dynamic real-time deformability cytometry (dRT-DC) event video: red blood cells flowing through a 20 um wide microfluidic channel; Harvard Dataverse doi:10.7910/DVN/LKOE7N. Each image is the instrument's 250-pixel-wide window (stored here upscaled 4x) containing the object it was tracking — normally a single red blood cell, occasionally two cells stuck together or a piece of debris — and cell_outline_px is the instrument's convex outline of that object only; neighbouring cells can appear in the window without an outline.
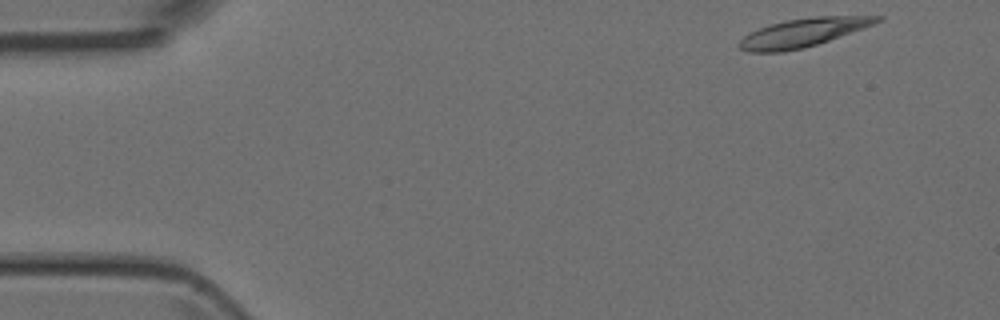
{"species": "Egyptian fruit bat (a non-hibernating species)", "species_latin": "Rousettus aegyptiacus", "temperature_condition": "room temperature", "stored_images_in_passage": 47, "camera_frame_rate_fps": 3000, "um_per_image_px": 0.085, "animal": {"sex": "female"}, "frame": {"image": 1, "passage_image": 1, "time_ms": 0.0, "image_size_px": [1000, 320], "cell_outline_px": [[884, 20], [828, 40], [804, 48], [780, 52], [748, 52], [740, 48], [736, 44], [744, 36], [760, 28], [772, 24], [788, 20], [816, 16], [884, 16]], "centroid_in_image_um": [68.23, 2.78], "position_along_channel_um": 16.8, "area_um2": 22.37}}
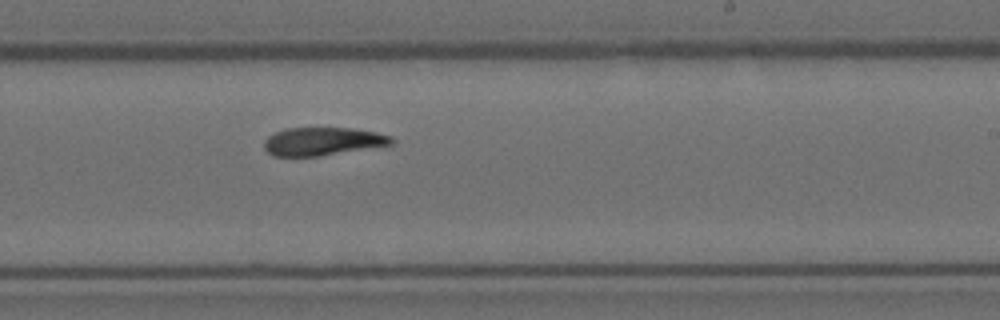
{"frame": {"image": 2, "passage_image": 27, "time_ms": 8.667, "image_size_px": [1000, 320], "cell_outline_px": [[396, 140], [392, 144], [320, 156], [272, 156], [264, 148], [264, 140], [268, 136], [284, 128], [352, 128], [376, 132], [392, 136]], "centroid_in_image_um": [27.42, 12.01], "position_along_channel_um": 261.6, "area_um2": 20.87}}
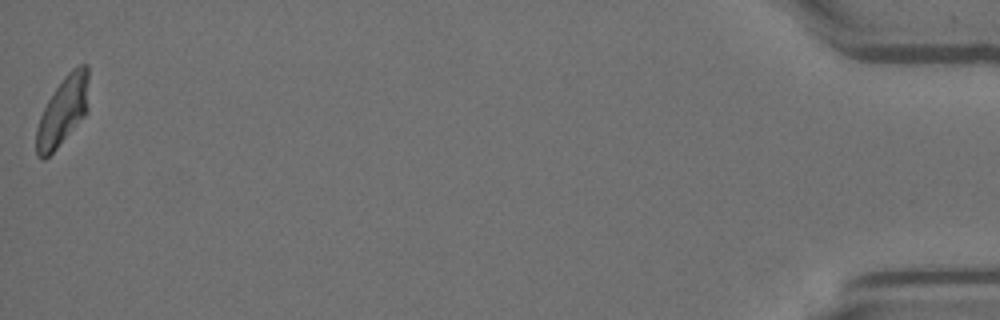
{"frame": {"image": 3, "passage_image": 47, "time_ms": 15.333, "image_size_px": [1000, 320], "cell_outline_px": [[88, 112], [56, 148], [44, 160], [40, 160], [36, 156], [36, 128], [40, 116], [48, 100], [64, 76], [72, 68], [80, 64], [88, 64]], "centroid_in_image_um": [5.34, 9.43], "position_along_channel_um": 429.9, "area_um2": 20.98}}